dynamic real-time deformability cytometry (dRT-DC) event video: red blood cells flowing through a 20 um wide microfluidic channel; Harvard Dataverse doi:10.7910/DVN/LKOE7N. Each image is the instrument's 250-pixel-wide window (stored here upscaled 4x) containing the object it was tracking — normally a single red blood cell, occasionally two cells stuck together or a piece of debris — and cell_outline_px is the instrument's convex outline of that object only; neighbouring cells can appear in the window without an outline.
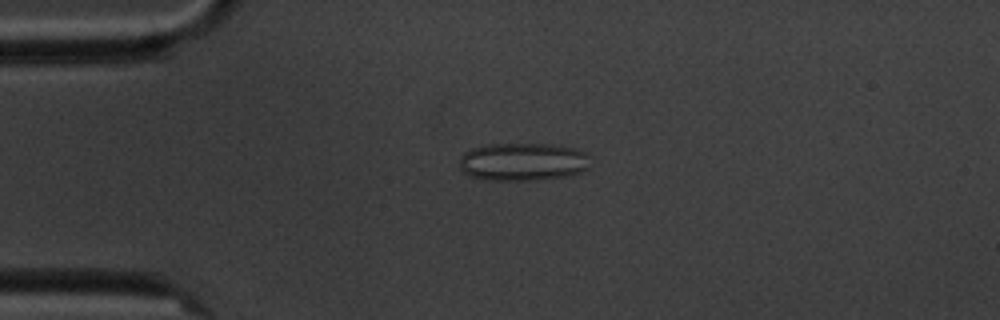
{"species": "common noctule bat (a hibernating species)", "species_latin": "Nyctalus noctula", "temperature_condition": "cold", "stored_images_in_passage": 5, "camera_frame_rate_fps": 3000, "um_per_image_px": 0.085, "animal": {"sex": "male", "body_mass_g": 20.1, "forearm_length_mm": 53.5}, "frame": {"image": 1, "passage_image": 4, "time_ms": 4.333, "image_size_px": [1000, 320], "cell_outline_px": [[588, 168], [580, 172], [568, 176], [536, 180], [484, 180], [468, 176], [460, 168], [460, 156], [464, 152], [472, 148], [488, 144], [552, 144], [576, 148], [588, 152]], "centroid_in_image_um": [44.44, 13.75], "position_along_channel_um": 40.6, "area_um2": 29.3}}